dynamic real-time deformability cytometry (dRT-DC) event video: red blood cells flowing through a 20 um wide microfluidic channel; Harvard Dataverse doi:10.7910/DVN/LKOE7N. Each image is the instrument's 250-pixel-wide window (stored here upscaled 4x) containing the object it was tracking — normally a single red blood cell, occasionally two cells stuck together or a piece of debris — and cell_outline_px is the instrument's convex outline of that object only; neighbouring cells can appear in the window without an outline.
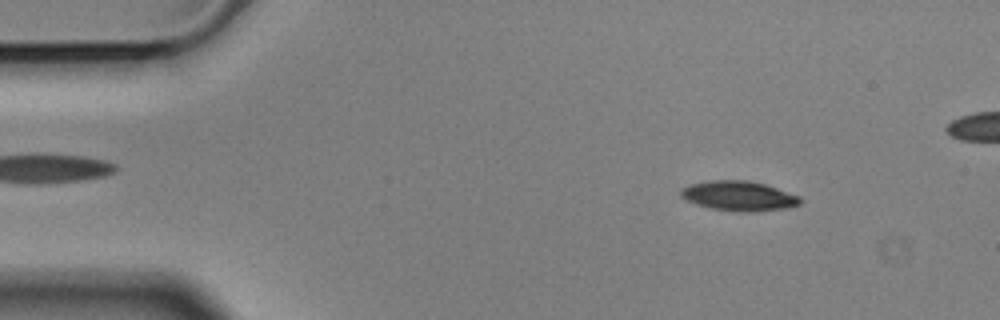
{"species": "Egyptian fruit bat (a non-hibernating species)", "species_latin": "Rousettus aegyptiacus", "temperature_condition": "cold", "stored_images_in_passage": 49, "camera_frame_rate_fps": 3000, "um_per_image_px": 0.085, "animal": {"sex": "male"}, "frame": {"image": 1, "passage_image": 3, "time_ms": 0.667, "image_size_px": [1000, 320], "cell_outline_px": [[804, 200], [800, 204], [788, 208], [748, 212], [740, 212], [712, 208], [696, 204], [680, 196], [680, 188], [688, 184], [712, 180], [744, 180], [764, 184], [800, 196]], "centroid_in_image_um": [62.8, 16.65], "position_along_channel_um": 22.2, "area_um2": 20.69}}
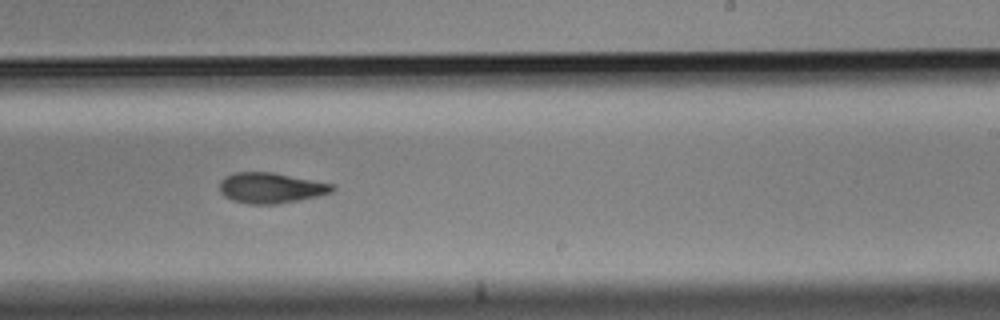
{"frame": {"image": 2, "passage_image": 30, "time_ms": 9.667, "image_size_px": [1000, 320], "cell_outline_px": [[336, 188], [332, 192], [316, 196], [276, 204], [248, 204], [232, 200], [224, 196], [220, 192], [220, 184], [228, 176], [236, 172], [272, 172], [336, 184]], "centroid_in_image_um": [23.06, 15.97], "position_along_channel_um": 265.9, "area_um2": 19.88}}
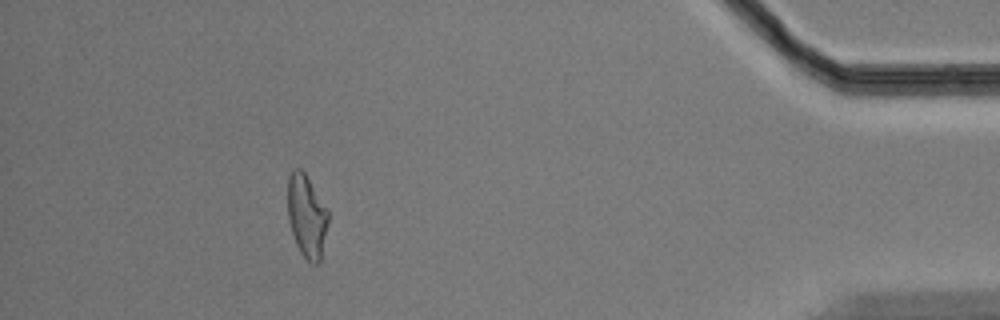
{"frame": {"image": 3, "passage_image": 47, "time_ms": 15.333, "image_size_px": [1000, 320], "cell_outline_px": [[328, 224], [320, 264], [312, 264], [300, 252], [296, 244], [288, 220], [288, 176], [296, 168], [300, 168], [304, 172], [328, 208]], "centroid_in_image_um": [26.09, 18.39], "position_along_channel_um": 409.1, "area_um2": 19.65}, "authors_computed_cell_mechanics": {"area_um2": 20.6346, "velocity_mm_per_s": 3.5129, "shape_relaxation_time_tau1_ms": 5.5804, "shape_relaxation_time_tau2_ms": 8.7162, "deformation_change_tau1": 0.1534, "deformation_change_tau2": 0.1871}}